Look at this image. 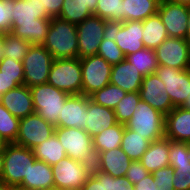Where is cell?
<instances>
[{
  "instance_id": "obj_20",
  "label": "cell",
  "mask_w": 190,
  "mask_h": 190,
  "mask_svg": "<svg viewBox=\"0 0 190 190\" xmlns=\"http://www.w3.org/2000/svg\"><path fill=\"white\" fill-rule=\"evenodd\" d=\"M165 137L170 141L190 143V110L174 107L165 115Z\"/></svg>"
},
{
  "instance_id": "obj_40",
  "label": "cell",
  "mask_w": 190,
  "mask_h": 190,
  "mask_svg": "<svg viewBox=\"0 0 190 190\" xmlns=\"http://www.w3.org/2000/svg\"><path fill=\"white\" fill-rule=\"evenodd\" d=\"M0 72L7 77H15V81L24 85V68L21 61L3 58L0 61Z\"/></svg>"
},
{
  "instance_id": "obj_47",
  "label": "cell",
  "mask_w": 190,
  "mask_h": 190,
  "mask_svg": "<svg viewBox=\"0 0 190 190\" xmlns=\"http://www.w3.org/2000/svg\"><path fill=\"white\" fill-rule=\"evenodd\" d=\"M38 3L41 10H45L53 18L60 15L64 0H38Z\"/></svg>"
},
{
  "instance_id": "obj_55",
  "label": "cell",
  "mask_w": 190,
  "mask_h": 190,
  "mask_svg": "<svg viewBox=\"0 0 190 190\" xmlns=\"http://www.w3.org/2000/svg\"><path fill=\"white\" fill-rule=\"evenodd\" d=\"M6 143L0 138V151H3L4 145Z\"/></svg>"
},
{
  "instance_id": "obj_43",
  "label": "cell",
  "mask_w": 190,
  "mask_h": 190,
  "mask_svg": "<svg viewBox=\"0 0 190 190\" xmlns=\"http://www.w3.org/2000/svg\"><path fill=\"white\" fill-rule=\"evenodd\" d=\"M14 0H0V31L8 33L12 26Z\"/></svg>"
},
{
  "instance_id": "obj_29",
  "label": "cell",
  "mask_w": 190,
  "mask_h": 190,
  "mask_svg": "<svg viewBox=\"0 0 190 190\" xmlns=\"http://www.w3.org/2000/svg\"><path fill=\"white\" fill-rule=\"evenodd\" d=\"M35 158L50 166L57 165L61 159L66 157V151L56 134L33 148Z\"/></svg>"
},
{
  "instance_id": "obj_19",
  "label": "cell",
  "mask_w": 190,
  "mask_h": 190,
  "mask_svg": "<svg viewBox=\"0 0 190 190\" xmlns=\"http://www.w3.org/2000/svg\"><path fill=\"white\" fill-rule=\"evenodd\" d=\"M1 104L15 117L21 119L35 112L30 88L20 85L1 96Z\"/></svg>"
},
{
  "instance_id": "obj_17",
  "label": "cell",
  "mask_w": 190,
  "mask_h": 190,
  "mask_svg": "<svg viewBox=\"0 0 190 190\" xmlns=\"http://www.w3.org/2000/svg\"><path fill=\"white\" fill-rule=\"evenodd\" d=\"M139 94L141 100L164 115H167L174 108L169 95L166 93L164 83L155 73L143 77Z\"/></svg>"
},
{
  "instance_id": "obj_34",
  "label": "cell",
  "mask_w": 190,
  "mask_h": 190,
  "mask_svg": "<svg viewBox=\"0 0 190 190\" xmlns=\"http://www.w3.org/2000/svg\"><path fill=\"white\" fill-rule=\"evenodd\" d=\"M30 47L31 44L28 41L14 36L10 32L4 35V58H10L22 62Z\"/></svg>"
},
{
  "instance_id": "obj_13",
  "label": "cell",
  "mask_w": 190,
  "mask_h": 190,
  "mask_svg": "<svg viewBox=\"0 0 190 190\" xmlns=\"http://www.w3.org/2000/svg\"><path fill=\"white\" fill-rule=\"evenodd\" d=\"M155 74L164 83L174 107H182L190 94V69L158 66Z\"/></svg>"
},
{
  "instance_id": "obj_46",
  "label": "cell",
  "mask_w": 190,
  "mask_h": 190,
  "mask_svg": "<svg viewBox=\"0 0 190 190\" xmlns=\"http://www.w3.org/2000/svg\"><path fill=\"white\" fill-rule=\"evenodd\" d=\"M106 187L107 190H134L133 184L125 176L115 178L108 173H106Z\"/></svg>"
},
{
  "instance_id": "obj_9",
  "label": "cell",
  "mask_w": 190,
  "mask_h": 190,
  "mask_svg": "<svg viewBox=\"0 0 190 190\" xmlns=\"http://www.w3.org/2000/svg\"><path fill=\"white\" fill-rule=\"evenodd\" d=\"M53 60L43 45H31L22 60L24 85L30 88L47 83Z\"/></svg>"
},
{
  "instance_id": "obj_44",
  "label": "cell",
  "mask_w": 190,
  "mask_h": 190,
  "mask_svg": "<svg viewBox=\"0 0 190 190\" xmlns=\"http://www.w3.org/2000/svg\"><path fill=\"white\" fill-rule=\"evenodd\" d=\"M81 190H107L106 173L92 168L91 174Z\"/></svg>"
},
{
  "instance_id": "obj_38",
  "label": "cell",
  "mask_w": 190,
  "mask_h": 190,
  "mask_svg": "<svg viewBox=\"0 0 190 190\" xmlns=\"http://www.w3.org/2000/svg\"><path fill=\"white\" fill-rule=\"evenodd\" d=\"M97 55L101 56L111 65L118 64L126 58L116 42L107 39L101 41Z\"/></svg>"
},
{
  "instance_id": "obj_5",
  "label": "cell",
  "mask_w": 190,
  "mask_h": 190,
  "mask_svg": "<svg viewBox=\"0 0 190 190\" xmlns=\"http://www.w3.org/2000/svg\"><path fill=\"white\" fill-rule=\"evenodd\" d=\"M103 39L115 41L125 57L145 48L142 21L106 20Z\"/></svg>"
},
{
  "instance_id": "obj_51",
  "label": "cell",
  "mask_w": 190,
  "mask_h": 190,
  "mask_svg": "<svg viewBox=\"0 0 190 190\" xmlns=\"http://www.w3.org/2000/svg\"><path fill=\"white\" fill-rule=\"evenodd\" d=\"M187 35H186V41L190 44V6H189V13H188V23H187Z\"/></svg>"
},
{
  "instance_id": "obj_58",
  "label": "cell",
  "mask_w": 190,
  "mask_h": 190,
  "mask_svg": "<svg viewBox=\"0 0 190 190\" xmlns=\"http://www.w3.org/2000/svg\"><path fill=\"white\" fill-rule=\"evenodd\" d=\"M9 190H20L18 188H9Z\"/></svg>"
},
{
  "instance_id": "obj_35",
  "label": "cell",
  "mask_w": 190,
  "mask_h": 190,
  "mask_svg": "<svg viewBox=\"0 0 190 190\" xmlns=\"http://www.w3.org/2000/svg\"><path fill=\"white\" fill-rule=\"evenodd\" d=\"M19 118L13 116L0 102V138L5 143H15Z\"/></svg>"
},
{
  "instance_id": "obj_45",
  "label": "cell",
  "mask_w": 190,
  "mask_h": 190,
  "mask_svg": "<svg viewBox=\"0 0 190 190\" xmlns=\"http://www.w3.org/2000/svg\"><path fill=\"white\" fill-rule=\"evenodd\" d=\"M150 174L140 161H132L127 170L126 178L134 185Z\"/></svg>"
},
{
  "instance_id": "obj_4",
  "label": "cell",
  "mask_w": 190,
  "mask_h": 190,
  "mask_svg": "<svg viewBox=\"0 0 190 190\" xmlns=\"http://www.w3.org/2000/svg\"><path fill=\"white\" fill-rule=\"evenodd\" d=\"M55 134L66 151V156L94 167L96 154L93 138L80 128L56 127Z\"/></svg>"
},
{
  "instance_id": "obj_54",
  "label": "cell",
  "mask_w": 190,
  "mask_h": 190,
  "mask_svg": "<svg viewBox=\"0 0 190 190\" xmlns=\"http://www.w3.org/2000/svg\"><path fill=\"white\" fill-rule=\"evenodd\" d=\"M182 107L190 110V94L188 95V98Z\"/></svg>"
},
{
  "instance_id": "obj_10",
  "label": "cell",
  "mask_w": 190,
  "mask_h": 190,
  "mask_svg": "<svg viewBox=\"0 0 190 190\" xmlns=\"http://www.w3.org/2000/svg\"><path fill=\"white\" fill-rule=\"evenodd\" d=\"M92 166L66 156L52 166L55 188L81 190L91 174Z\"/></svg>"
},
{
  "instance_id": "obj_2",
  "label": "cell",
  "mask_w": 190,
  "mask_h": 190,
  "mask_svg": "<svg viewBox=\"0 0 190 190\" xmlns=\"http://www.w3.org/2000/svg\"><path fill=\"white\" fill-rule=\"evenodd\" d=\"M53 59L78 58L77 27L59 17H53L43 43Z\"/></svg>"
},
{
  "instance_id": "obj_7",
  "label": "cell",
  "mask_w": 190,
  "mask_h": 190,
  "mask_svg": "<svg viewBox=\"0 0 190 190\" xmlns=\"http://www.w3.org/2000/svg\"><path fill=\"white\" fill-rule=\"evenodd\" d=\"M34 110L53 126H57L59 114L70 94L45 83L30 87Z\"/></svg>"
},
{
  "instance_id": "obj_30",
  "label": "cell",
  "mask_w": 190,
  "mask_h": 190,
  "mask_svg": "<svg viewBox=\"0 0 190 190\" xmlns=\"http://www.w3.org/2000/svg\"><path fill=\"white\" fill-rule=\"evenodd\" d=\"M150 144L151 141L147 140L146 136H141L137 132L124 127L120 147L132 161H140Z\"/></svg>"
},
{
  "instance_id": "obj_14",
  "label": "cell",
  "mask_w": 190,
  "mask_h": 190,
  "mask_svg": "<svg viewBox=\"0 0 190 190\" xmlns=\"http://www.w3.org/2000/svg\"><path fill=\"white\" fill-rule=\"evenodd\" d=\"M106 20L92 15L85 19L77 27L78 58L97 55L99 46L104 37Z\"/></svg>"
},
{
  "instance_id": "obj_36",
  "label": "cell",
  "mask_w": 190,
  "mask_h": 190,
  "mask_svg": "<svg viewBox=\"0 0 190 190\" xmlns=\"http://www.w3.org/2000/svg\"><path fill=\"white\" fill-rule=\"evenodd\" d=\"M139 92H129L120 100L114 109L118 123L126 125L140 101Z\"/></svg>"
},
{
  "instance_id": "obj_33",
  "label": "cell",
  "mask_w": 190,
  "mask_h": 190,
  "mask_svg": "<svg viewBox=\"0 0 190 190\" xmlns=\"http://www.w3.org/2000/svg\"><path fill=\"white\" fill-rule=\"evenodd\" d=\"M125 95L126 92L122 88L109 83L102 89L91 94L89 98L98 105L114 110Z\"/></svg>"
},
{
  "instance_id": "obj_1",
  "label": "cell",
  "mask_w": 190,
  "mask_h": 190,
  "mask_svg": "<svg viewBox=\"0 0 190 190\" xmlns=\"http://www.w3.org/2000/svg\"><path fill=\"white\" fill-rule=\"evenodd\" d=\"M10 33L31 45H43L51 17L41 10L38 0H14Z\"/></svg>"
},
{
  "instance_id": "obj_39",
  "label": "cell",
  "mask_w": 190,
  "mask_h": 190,
  "mask_svg": "<svg viewBox=\"0 0 190 190\" xmlns=\"http://www.w3.org/2000/svg\"><path fill=\"white\" fill-rule=\"evenodd\" d=\"M169 165L190 164V143L170 141Z\"/></svg>"
},
{
  "instance_id": "obj_52",
  "label": "cell",
  "mask_w": 190,
  "mask_h": 190,
  "mask_svg": "<svg viewBox=\"0 0 190 190\" xmlns=\"http://www.w3.org/2000/svg\"><path fill=\"white\" fill-rule=\"evenodd\" d=\"M2 172H3V151H0V186H1Z\"/></svg>"
},
{
  "instance_id": "obj_3",
  "label": "cell",
  "mask_w": 190,
  "mask_h": 190,
  "mask_svg": "<svg viewBox=\"0 0 190 190\" xmlns=\"http://www.w3.org/2000/svg\"><path fill=\"white\" fill-rule=\"evenodd\" d=\"M36 160L33 149L16 143H6L3 148V172L1 186L17 188L28 175Z\"/></svg>"
},
{
  "instance_id": "obj_8",
  "label": "cell",
  "mask_w": 190,
  "mask_h": 190,
  "mask_svg": "<svg viewBox=\"0 0 190 190\" xmlns=\"http://www.w3.org/2000/svg\"><path fill=\"white\" fill-rule=\"evenodd\" d=\"M47 83L70 95L82 94V68L80 59L67 58L53 60Z\"/></svg>"
},
{
  "instance_id": "obj_24",
  "label": "cell",
  "mask_w": 190,
  "mask_h": 190,
  "mask_svg": "<svg viewBox=\"0 0 190 190\" xmlns=\"http://www.w3.org/2000/svg\"><path fill=\"white\" fill-rule=\"evenodd\" d=\"M143 76L126 59L112 65L110 83L122 88L126 93L139 92Z\"/></svg>"
},
{
  "instance_id": "obj_41",
  "label": "cell",
  "mask_w": 190,
  "mask_h": 190,
  "mask_svg": "<svg viewBox=\"0 0 190 190\" xmlns=\"http://www.w3.org/2000/svg\"><path fill=\"white\" fill-rule=\"evenodd\" d=\"M174 169L173 186L175 190H190V164H172Z\"/></svg>"
},
{
  "instance_id": "obj_53",
  "label": "cell",
  "mask_w": 190,
  "mask_h": 190,
  "mask_svg": "<svg viewBox=\"0 0 190 190\" xmlns=\"http://www.w3.org/2000/svg\"><path fill=\"white\" fill-rule=\"evenodd\" d=\"M173 2L190 6V0H172Z\"/></svg>"
},
{
  "instance_id": "obj_22",
  "label": "cell",
  "mask_w": 190,
  "mask_h": 190,
  "mask_svg": "<svg viewBox=\"0 0 190 190\" xmlns=\"http://www.w3.org/2000/svg\"><path fill=\"white\" fill-rule=\"evenodd\" d=\"M116 115L113 109L87 101L85 131L93 138L102 130L117 124Z\"/></svg>"
},
{
  "instance_id": "obj_31",
  "label": "cell",
  "mask_w": 190,
  "mask_h": 190,
  "mask_svg": "<svg viewBox=\"0 0 190 190\" xmlns=\"http://www.w3.org/2000/svg\"><path fill=\"white\" fill-rule=\"evenodd\" d=\"M125 125L117 123L110 128L102 130L93 137V148L97 155L100 152L109 151L121 146Z\"/></svg>"
},
{
  "instance_id": "obj_21",
  "label": "cell",
  "mask_w": 190,
  "mask_h": 190,
  "mask_svg": "<svg viewBox=\"0 0 190 190\" xmlns=\"http://www.w3.org/2000/svg\"><path fill=\"white\" fill-rule=\"evenodd\" d=\"M132 160L121 147L109 151L100 152L96 155L94 169L110 174L112 177H124Z\"/></svg>"
},
{
  "instance_id": "obj_32",
  "label": "cell",
  "mask_w": 190,
  "mask_h": 190,
  "mask_svg": "<svg viewBox=\"0 0 190 190\" xmlns=\"http://www.w3.org/2000/svg\"><path fill=\"white\" fill-rule=\"evenodd\" d=\"M144 77L154 74L158 68L155 50L143 48L125 58Z\"/></svg>"
},
{
  "instance_id": "obj_6",
  "label": "cell",
  "mask_w": 190,
  "mask_h": 190,
  "mask_svg": "<svg viewBox=\"0 0 190 190\" xmlns=\"http://www.w3.org/2000/svg\"><path fill=\"white\" fill-rule=\"evenodd\" d=\"M125 127L153 142L165 137V115L140 99Z\"/></svg>"
},
{
  "instance_id": "obj_12",
  "label": "cell",
  "mask_w": 190,
  "mask_h": 190,
  "mask_svg": "<svg viewBox=\"0 0 190 190\" xmlns=\"http://www.w3.org/2000/svg\"><path fill=\"white\" fill-rule=\"evenodd\" d=\"M55 126L48 123L34 112L19 120L18 134L15 143L33 149L55 134Z\"/></svg>"
},
{
  "instance_id": "obj_56",
  "label": "cell",
  "mask_w": 190,
  "mask_h": 190,
  "mask_svg": "<svg viewBox=\"0 0 190 190\" xmlns=\"http://www.w3.org/2000/svg\"><path fill=\"white\" fill-rule=\"evenodd\" d=\"M0 190H9V188H6V187H3V186H0Z\"/></svg>"
},
{
  "instance_id": "obj_25",
  "label": "cell",
  "mask_w": 190,
  "mask_h": 190,
  "mask_svg": "<svg viewBox=\"0 0 190 190\" xmlns=\"http://www.w3.org/2000/svg\"><path fill=\"white\" fill-rule=\"evenodd\" d=\"M170 140L163 137L151 142L146 152L142 155L140 162L149 173H153L169 165Z\"/></svg>"
},
{
  "instance_id": "obj_50",
  "label": "cell",
  "mask_w": 190,
  "mask_h": 190,
  "mask_svg": "<svg viewBox=\"0 0 190 190\" xmlns=\"http://www.w3.org/2000/svg\"><path fill=\"white\" fill-rule=\"evenodd\" d=\"M6 33L0 31V61L4 58L3 38Z\"/></svg>"
},
{
  "instance_id": "obj_49",
  "label": "cell",
  "mask_w": 190,
  "mask_h": 190,
  "mask_svg": "<svg viewBox=\"0 0 190 190\" xmlns=\"http://www.w3.org/2000/svg\"><path fill=\"white\" fill-rule=\"evenodd\" d=\"M18 86L20 84L15 81V77H7L0 72V99L4 93Z\"/></svg>"
},
{
  "instance_id": "obj_37",
  "label": "cell",
  "mask_w": 190,
  "mask_h": 190,
  "mask_svg": "<svg viewBox=\"0 0 190 190\" xmlns=\"http://www.w3.org/2000/svg\"><path fill=\"white\" fill-rule=\"evenodd\" d=\"M101 19L122 22V0H98L96 12Z\"/></svg>"
},
{
  "instance_id": "obj_28",
  "label": "cell",
  "mask_w": 190,
  "mask_h": 190,
  "mask_svg": "<svg viewBox=\"0 0 190 190\" xmlns=\"http://www.w3.org/2000/svg\"><path fill=\"white\" fill-rule=\"evenodd\" d=\"M142 26V42L145 48L155 50L169 37L158 13L142 21Z\"/></svg>"
},
{
  "instance_id": "obj_57",
  "label": "cell",
  "mask_w": 190,
  "mask_h": 190,
  "mask_svg": "<svg viewBox=\"0 0 190 190\" xmlns=\"http://www.w3.org/2000/svg\"><path fill=\"white\" fill-rule=\"evenodd\" d=\"M52 190H70V189H58V188H54Z\"/></svg>"
},
{
  "instance_id": "obj_26",
  "label": "cell",
  "mask_w": 190,
  "mask_h": 190,
  "mask_svg": "<svg viewBox=\"0 0 190 190\" xmlns=\"http://www.w3.org/2000/svg\"><path fill=\"white\" fill-rule=\"evenodd\" d=\"M97 3L98 0H64L58 17L78 25L96 12Z\"/></svg>"
},
{
  "instance_id": "obj_27",
  "label": "cell",
  "mask_w": 190,
  "mask_h": 190,
  "mask_svg": "<svg viewBox=\"0 0 190 190\" xmlns=\"http://www.w3.org/2000/svg\"><path fill=\"white\" fill-rule=\"evenodd\" d=\"M160 0H122V22L144 21L157 14Z\"/></svg>"
},
{
  "instance_id": "obj_11",
  "label": "cell",
  "mask_w": 190,
  "mask_h": 190,
  "mask_svg": "<svg viewBox=\"0 0 190 190\" xmlns=\"http://www.w3.org/2000/svg\"><path fill=\"white\" fill-rule=\"evenodd\" d=\"M82 68V94L90 96L110 83L112 65L99 55L80 59Z\"/></svg>"
},
{
  "instance_id": "obj_42",
  "label": "cell",
  "mask_w": 190,
  "mask_h": 190,
  "mask_svg": "<svg viewBox=\"0 0 190 190\" xmlns=\"http://www.w3.org/2000/svg\"><path fill=\"white\" fill-rule=\"evenodd\" d=\"M154 180H157V190H175L173 186V178L175 176L174 169L166 166L153 173Z\"/></svg>"
},
{
  "instance_id": "obj_23",
  "label": "cell",
  "mask_w": 190,
  "mask_h": 190,
  "mask_svg": "<svg viewBox=\"0 0 190 190\" xmlns=\"http://www.w3.org/2000/svg\"><path fill=\"white\" fill-rule=\"evenodd\" d=\"M20 190H52L55 188L52 166L47 163L35 160L30 166L28 175L17 187Z\"/></svg>"
},
{
  "instance_id": "obj_16",
  "label": "cell",
  "mask_w": 190,
  "mask_h": 190,
  "mask_svg": "<svg viewBox=\"0 0 190 190\" xmlns=\"http://www.w3.org/2000/svg\"><path fill=\"white\" fill-rule=\"evenodd\" d=\"M169 37L186 39L189 6L160 0L158 12Z\"/></svg>"
},
{
  "instance_id": "obj_48",
  "label": "cell",
  "mask_w": 190,
  "mask_h": 190,
  "mask_svg": "<svg viewBox=\"0 0 190 190\" xmlns=\"http://www.w3.org/2000/svg\"><path fill=\"white\" fill-rule=\"evenodd\" d=\"M133 186L134 190H157V180H154L153 174L150 173Z\"/></svg>"
},
{
  "instance_id": "obj_18",
  "label": "cell",
  "mask_w": 190,
  "mask_h": 190,
  "mask_svg": "<svg viewBox=\"0 0 190 190\" xmlns=\"http://www.w3.org/2000/svg\"><path fill=\"white\" fill-rule=\"evenodd\" d=\"M89 99L88 96L83 94L69 95L59 114L56 127L85 129L87 101Z\"/></svg>"
},
{
  "instance_id": "obj_15",
  "label": "cell",
  "mask_w": 190,
  "mask_h": 190,
  "mask_svg": "<svg viewBox=\"0 0 190 190\" xmlns=\"http://www.w3.org/2000/svg\"><path fill=\"white\" fill-rule=\"evenodd\" d=\"M159 66L190 69V44L182 38L168 37L155 49Z\"/></svg>"
}]
</instances>
